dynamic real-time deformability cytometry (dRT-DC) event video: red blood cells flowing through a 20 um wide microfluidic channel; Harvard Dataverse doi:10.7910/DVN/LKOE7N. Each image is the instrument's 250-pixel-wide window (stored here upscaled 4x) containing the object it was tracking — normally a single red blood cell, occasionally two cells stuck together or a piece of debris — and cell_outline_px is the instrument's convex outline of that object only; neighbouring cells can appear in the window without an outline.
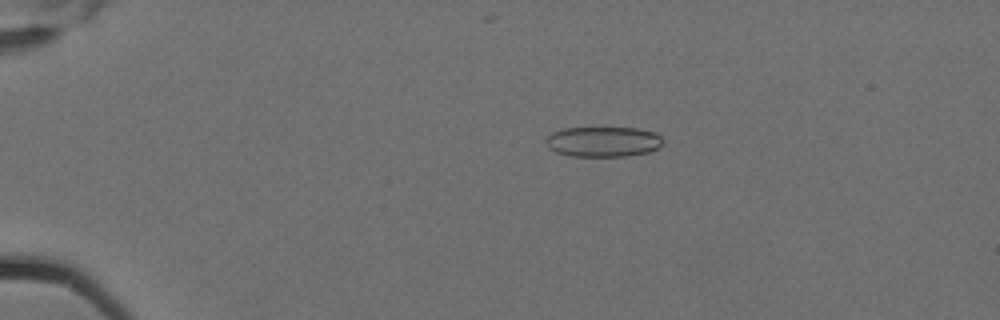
{"species": "Egyptian fruit bat (a non-hibernating species)", "species_latin": "Rousettus aegyptiacus", "temperature_condition": "cold", "stored_images_in_passage": 7, "camera_frame_rate_fps": 3000, "um_per_image_px": 0.085, "animal": {"sex": "female"}, "frame": {"image": 1, "passage_image": 4, "time_ms": 1.0, "image_size_px": [1000, 320], "cell_outline_px": [[664, 144], [648, 152], [628, 156], [568, 156], [556, 152], [548, 148], [544, 140], [552, 132], [564, 128], [636, 128], [656, 132], [664, 140]], "centroid_in_image_um": [51.26, 12.04], "position_along_channel_um": 33.7, "area_um2": 20.81}}
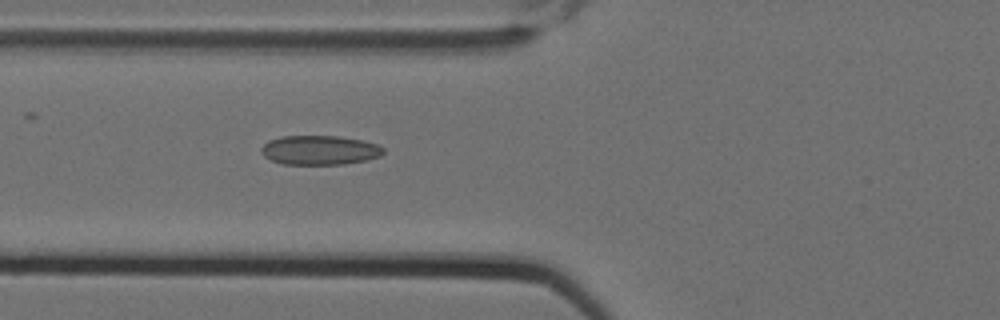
{"frame": {"image": 2, "passage_image": 7, "time_ms": 2.0, "image_size_px": [1000, 320], "cell_outline_px": [[384, 152], [380, 156], [364, 160], [344, 164], [284, 164], [272, 160], [264, 156], [260, 152], [260, 148], [268, 140], [280, 136], [340, 136], [360, 140], [376, 144], [384, 148]], "centroid_in_image_um": [27.13, 12.75], "position_along_channel_um": 98.7, "area_um2": 20.81}}